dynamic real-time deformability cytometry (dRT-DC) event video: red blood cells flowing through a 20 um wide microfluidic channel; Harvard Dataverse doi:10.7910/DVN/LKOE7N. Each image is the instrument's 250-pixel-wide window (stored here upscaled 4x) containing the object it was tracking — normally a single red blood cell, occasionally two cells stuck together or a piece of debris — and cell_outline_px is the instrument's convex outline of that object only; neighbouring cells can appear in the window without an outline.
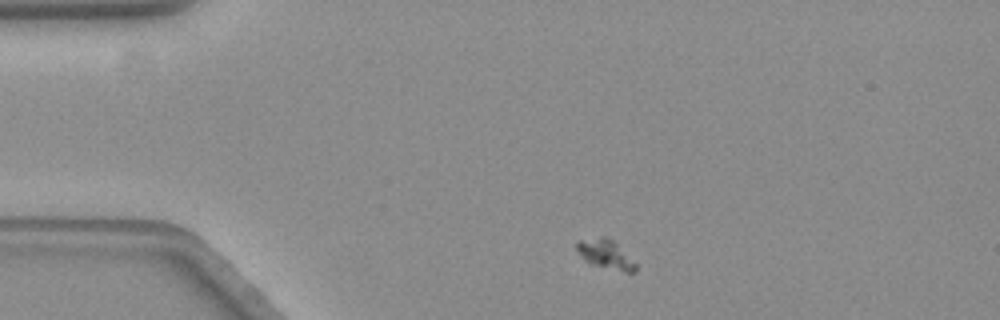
{"species": "common noctule bat (a hibernating species)", "species_latin": "Nyctalus noctula", "temperature_condition": "warm", "stored_images_in_passage": 52, "camera_frame_rate_fps": 3000, "um_per_image_px": 0.085, "animal": {"sex": "female", "body_mass_g": 19.3, "forearm_length_mm": 54.1}, "frame": {"image": 1, "passage_image": 3, "time_ms": 0.667, "image_size_px": [1000, 320], "cell_outline_px": [[636, 272], [624, 272], [588, 264], [580, 256], [576, 248], [576, 240], [604, 236], [612, 240], [636, 260]], "centroid_in_image_um": [51.47, 21.62], "position_along_channel_um": 33.5, "area_um2": 10.35}}
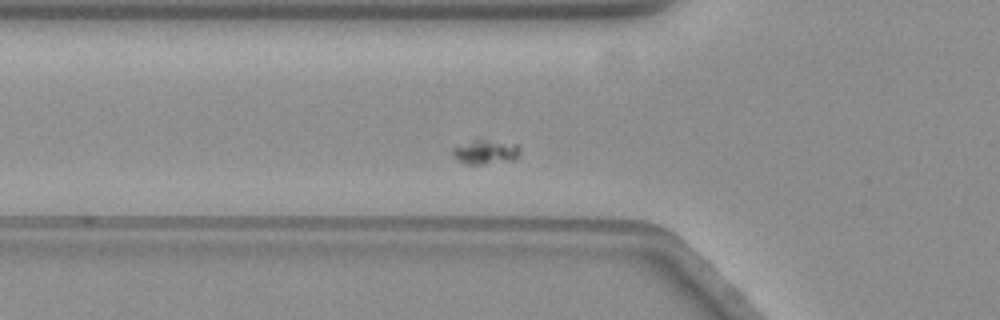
{"frame": {"image": 2, "passage_image": 12, "time_ms": 3.667, "image_size_px": [1000, 320], "cell_outline_px": [[520, 152], [516, 160], [480, 164], [464, 164], [452, 156], [452, 148], [476, 136], [516, 144], [520, 148]], "centroid_in_image_um": [41.24, 12.86], "position_along_channel_um": 84.6, "area_um2": 10.17}}